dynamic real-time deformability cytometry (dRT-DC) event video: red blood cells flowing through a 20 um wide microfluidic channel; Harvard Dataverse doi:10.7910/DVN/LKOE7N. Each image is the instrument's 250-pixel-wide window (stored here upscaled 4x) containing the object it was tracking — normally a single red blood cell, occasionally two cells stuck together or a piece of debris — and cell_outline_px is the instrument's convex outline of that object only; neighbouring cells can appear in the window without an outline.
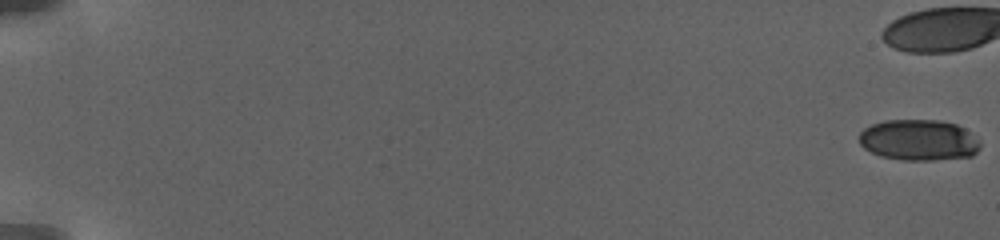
{"species": "human", "species_latin": "Homo sapiens", "temperature_condition": "warm", "stored_images_in_passage": 60, "camera_frame_rate_fps": 3000, "um_per_image_px": 0.085, "donor": {"sex": "female"}, "frame": {"image": 1, "passage_image": 1, "time_ms": 0.0, "image_size_px": [1000, 240], "cell_outline_px": [[980, 148], [972, 156], [932, 160], [904, 160], [880, 156], [864, 148], [860, 144], [860, 132], [864, 128], [872, 124], [888, 120], [940, 120], [956, 124], [964, 128], [980, 140]], "centroid_in_image_um": [78.11, 11.9], "position_along_channel_um": 6.9, "area_um2": 28.9}}